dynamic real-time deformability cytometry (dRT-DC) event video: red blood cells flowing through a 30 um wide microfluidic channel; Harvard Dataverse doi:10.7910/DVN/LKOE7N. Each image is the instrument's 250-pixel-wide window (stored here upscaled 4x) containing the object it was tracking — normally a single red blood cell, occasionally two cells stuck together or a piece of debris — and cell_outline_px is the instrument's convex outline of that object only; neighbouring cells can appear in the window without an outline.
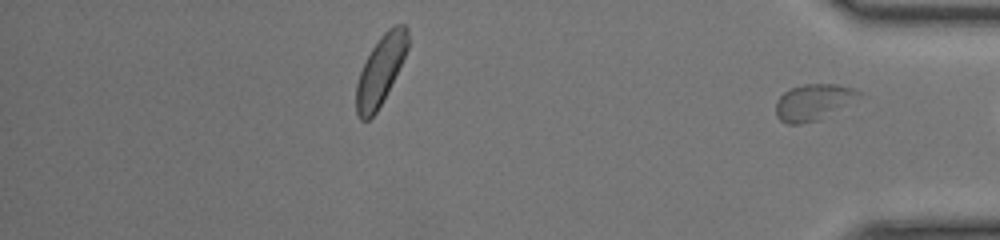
{"species": "common noctule bat (a hibernating species)", "species_latin": "Nyctalus noctula", "temperature_condition": "room temperature", "stored_images_in_passage": 36, "segment_of_instrument_passage": [2, 2], "camera_frame_rate_fps": 3000, "um_per_image_px": 0.085, "animal": {"sex": "female", "body_mass_g": 17.0, "forearm_length_mm": 48.0}, "frame": {"image": 1, "passage_image": 36, "time_ms": 11.667, "image_size_px": [1000, 240], "cell_outline_px": [[868, 96], [820, 120], [800, 124], [788, 124], [780, 120], [776, 116], [776, 100], [788, 88], [804, 84], [836, 84], [856, 88], [864, 92]], "centroid_in_image_um": [69.26, 8.67], "position_along_channel_um": 365.9, "area_um2": 18.44}}